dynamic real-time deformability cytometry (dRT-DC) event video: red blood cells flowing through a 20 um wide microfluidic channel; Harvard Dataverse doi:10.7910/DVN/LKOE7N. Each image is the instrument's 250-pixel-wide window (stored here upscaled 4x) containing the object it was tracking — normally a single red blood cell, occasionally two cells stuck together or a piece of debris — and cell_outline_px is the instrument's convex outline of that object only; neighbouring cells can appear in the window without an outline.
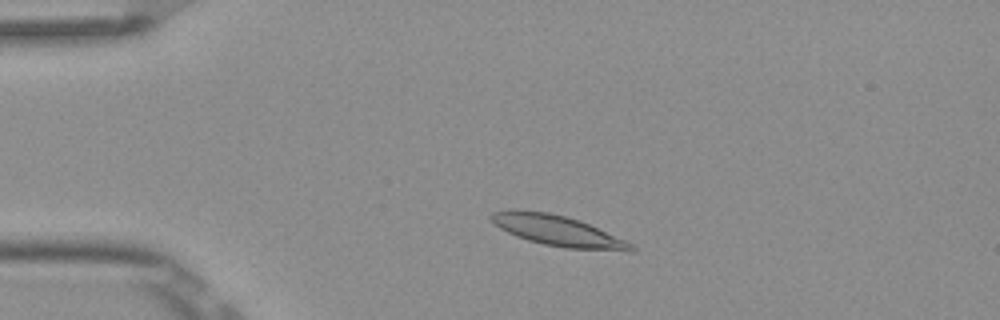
{"species": "Egyptian fruit bat (a non-hibernating species)", "species_latin": "Rousettus aegyptiacus", "temperature_condition": "room temperature", "stored_images_in_passage": 4, "camera_frame_rate_fps": 3000, "um_per_image_px": 0.085, "frame": {"image": 1, "passage_image": 3, "time_ms": 0.667, "image_size_px": [1000, 320], "cell_outline_px": [[636, 252], [628, 252], [564, 248], [544, 244], [528, 240], [516, 236], [500, 228], [488, 216], [492, 212], [516, 208], [548, 212], [580, 220], [624, 240], [632, 244], [636, 248]], "centroid_in_image_um": [47.41, 19.61], "position_along_channel_um": 37.6, "area_um2": 25.09}}